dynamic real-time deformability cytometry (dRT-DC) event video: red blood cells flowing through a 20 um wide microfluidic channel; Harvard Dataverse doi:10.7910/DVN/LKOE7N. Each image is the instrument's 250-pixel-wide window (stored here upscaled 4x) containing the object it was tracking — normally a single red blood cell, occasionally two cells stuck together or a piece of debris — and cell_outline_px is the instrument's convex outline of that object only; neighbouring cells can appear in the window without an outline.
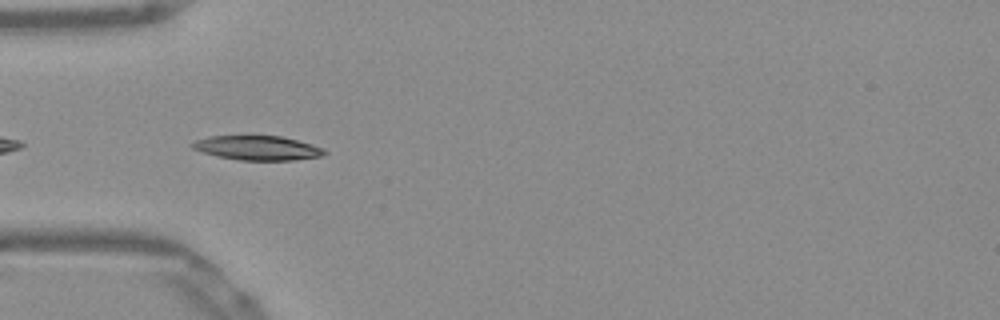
{"species": "Egyptian fruit bat (a non-hibernating species)", "species_latin": "Rousettus aegyptiacus", "temperature_condition": "warm", "stored_images_in_passage": 37, "camera_frame_rate_fps": 3000, "um_per_image_px": 0.085, "frame": {"image": 1, "passage_image": 1, "time_ms": 0.0, "image_size_px": [1000, 320], "cell_outline_px": [[328, 152], [324, 156], [296, 160], [240, 160], [216, 156], [192, 148], [188, 144], [196, 140], [208, 136], [280, 136], [312, 144], [324, 148]], "centroid_in_image_um": [21.91, 12.58], "position_along_channel_um": 63.1, "area_um2": 18.84}}
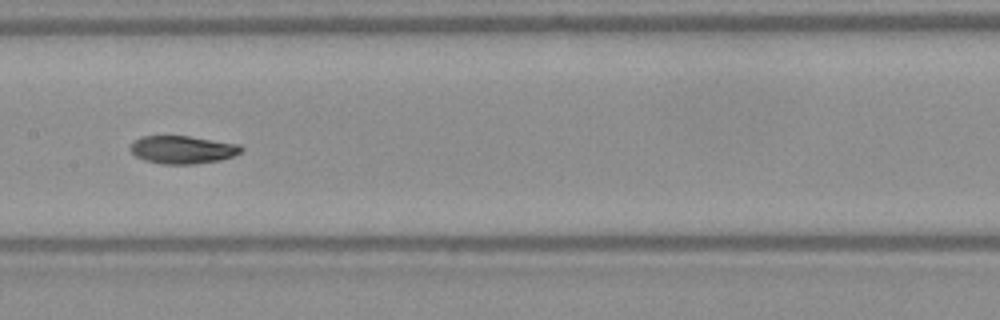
{"frame": {"image": 2, "passage_image": 11, "time_ms": 3.333, "image_size_px": [1000, 320], "cell_outline_px": [[244, 148], [236, 156], [220, 160], [196, 164], [164, 164], [144, 160], [136, 156], [128, 148], [140, 136], [188, 136], [240, 144]], "centroid_in_image_um": [15.55, 12.72], "position_along_channel_um": 191.9, "area_um2": 18.09}}
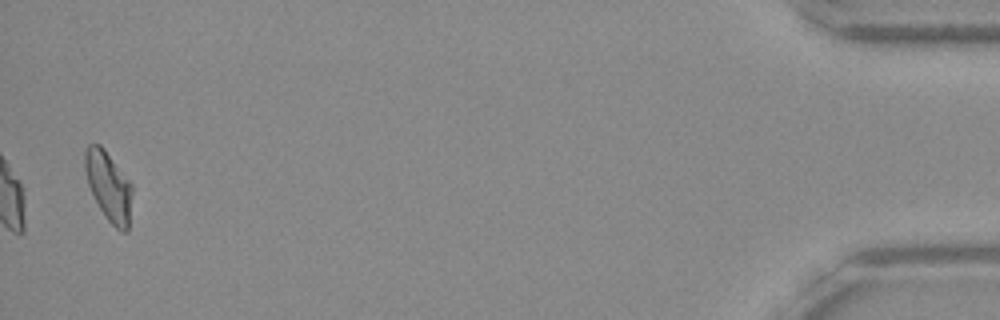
{"frame": {"image": 3, "passage_image": 36, "time_ms": 11.667, "image_size_px": [1000, 320], "cell_outline_px": [[132, 192], [128, 232], [124, 232], [116, 228], [104, 216], [88, 184], [84, 168], [84, 152], [88, 144], [100, 144], [104, 148], [132, 184]], "centroid_in_image_um": [9.23, 15.81], "position_along_channel_um": 426.0, "area_um2": 19.02}, "authors_computed_cell_mechanics": {"area_um2": 18.6694, "velocity_mm_per_s": 3.8759, "shape_relaxation_time_tau1_ms": 7.8223, "shape_relaxation_time_tau2_ms": 3.2855, "deformation_change_tau1": 0.2245, "deformation_change_tau2": 0.0843}}